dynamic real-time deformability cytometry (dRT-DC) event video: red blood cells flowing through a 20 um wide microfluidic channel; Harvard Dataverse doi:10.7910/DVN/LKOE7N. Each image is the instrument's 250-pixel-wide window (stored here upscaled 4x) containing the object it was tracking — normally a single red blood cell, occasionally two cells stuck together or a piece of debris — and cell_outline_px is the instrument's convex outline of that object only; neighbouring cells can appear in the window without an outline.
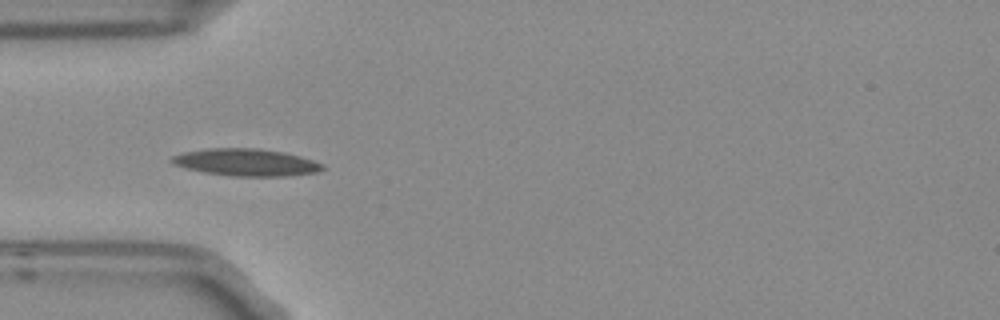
{"species": "Egyptian fruit bat (a non-hibernating species)", "species_latin": "Rousettus aegyptiacus", "temperature_condition": "room temperature", "stored_images_in_passage": 4, "camera_frame_rate_fps": 3000, "um_per_image_px": 0.085, "frame": {"image": 1, "passage_image": 3, "time_ms": 0.667, "image_size_px": [1000, 320], "cell_outline_px": [[324, 168], [316, 172], [288, 176], [232, 176], [204, 172], [172, 164], [168, 160], [172, 156], [184, 152], [208, 148], [256, 148], [284, 152], [300, 156], [312, 160], [320, 164]], "centroid_in_image_um": [20.87, 13.79], "position_along_channel_um": 64.1, "area_um2": 23.7}}
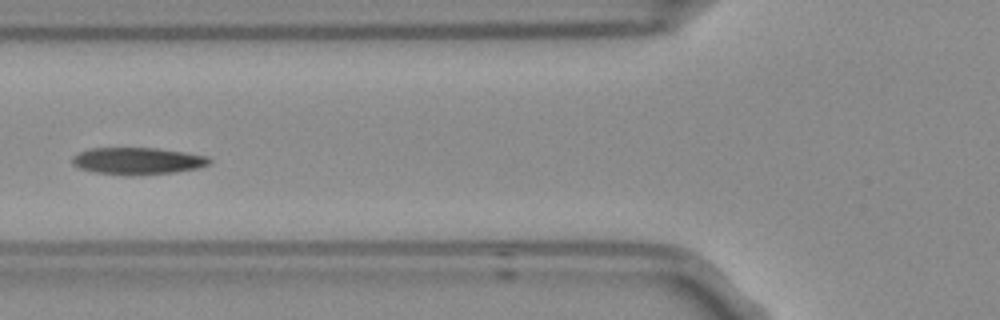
{"frame": {"image": 2, "passage_image": 4, "time_ms": 1.0, "image_size_px": [1000, 320], "cell_outline_px": [[212, 160], [208, 164], [196, 168], [172, 172], [132, 176], [124, 176], [92, 172], [80, 168], [72, 164], [72, 156], [88, 148], [156, 148], [184, 152], [208, 156]], "centroid_in_image_um": [11.64, 13.69], "position_along_channel_um": 114.2, "area_um2": 21.68}}